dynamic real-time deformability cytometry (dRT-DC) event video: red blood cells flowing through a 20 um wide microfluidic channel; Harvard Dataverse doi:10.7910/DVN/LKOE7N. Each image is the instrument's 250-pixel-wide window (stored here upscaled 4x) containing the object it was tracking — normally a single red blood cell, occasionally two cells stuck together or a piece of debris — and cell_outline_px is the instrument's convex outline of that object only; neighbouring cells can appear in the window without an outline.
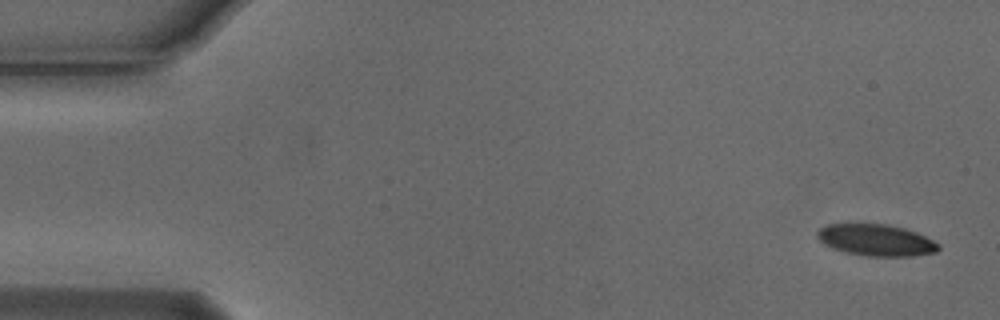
{"species": "Egyptian fruit bat (a non-hibernating species)", "species_latin": "Rousettus aegyptiacus", "temperature_condition": "cold", "stored_images_in_passage": 5, "camera_frame_rate_fps": 3000, "um_per_image_px": 0.085, "animal": {"sex": "male"}, "frame": {"image": 1, "passage_image": 1, "time_ms": 0.0, "image_size_px": [1000, 320], "cell_outline_px": [[940, 248], [936, 252], [912, 256], [868, 256], [848, 252], [832, 248], [824, 244], [816, 236], [816, 232], [820, 228], [828, 224], [888, 224], [904, 228], [916, 232], [940, 244]], "centroid_in_image_um": [74.47, 20.4], "position_along_channel_um": 10.5, "area_um2": 22.2}}